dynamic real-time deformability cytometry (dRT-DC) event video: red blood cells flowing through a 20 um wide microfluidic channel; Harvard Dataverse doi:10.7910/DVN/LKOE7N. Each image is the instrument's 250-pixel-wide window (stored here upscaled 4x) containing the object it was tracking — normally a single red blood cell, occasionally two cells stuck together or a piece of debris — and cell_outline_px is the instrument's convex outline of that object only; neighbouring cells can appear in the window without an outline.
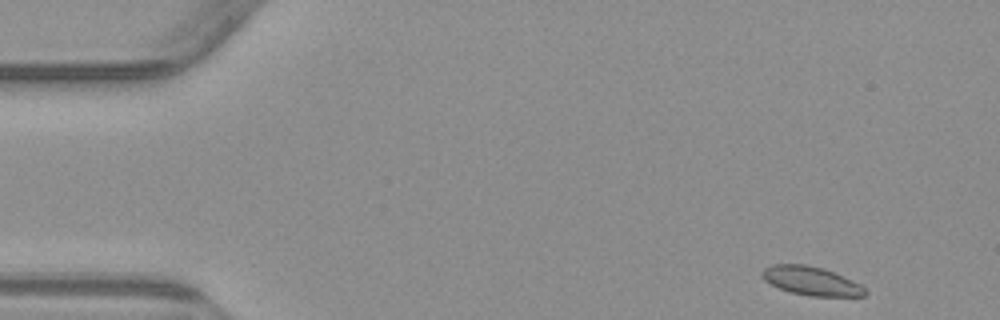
{"species": "common noctule bat (a hibernating species)", "species_latin": "Nyctalus noctula", "temperature_condition": "warm", "stored_images_in_passage": 51, "camera_frame_rate_fps": 3000, "um_per_image_px": 0.085, "animal": {"sex": "male", "body_mass_g": 23.1, "forearm_length_mm": 52.7}, "frame": {"image": 1, "passage_image": 1, "time_ms": 0.0, "image_size_px": [1000, 320], "cell_outline_px": [[868, 292], [864, 296], [808, 296], [792, 292], [780, 288], [764, 280], [760, 272], [764, 268], [772, 264], [804, 264], [824, 268], [860, 284]], "centroid_in_image_um": [68.94, 23.87], "position_along_channel_um": 16.1, "area_um2": 17.11}}
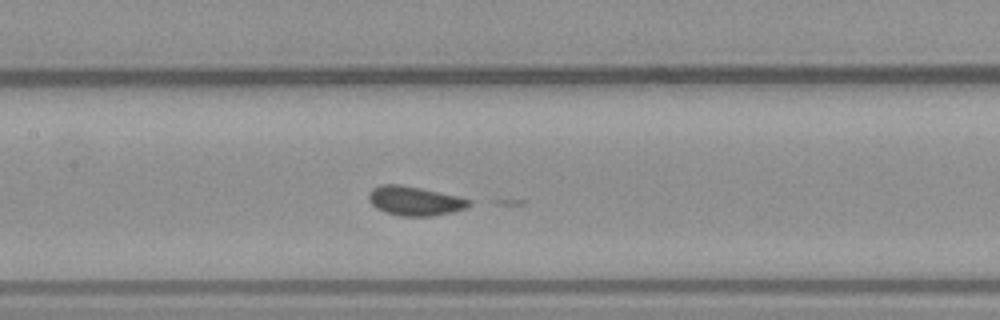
{"frame": {"image": 2, "passage_image": 22, "time_ms": 7.0, "image_size_px": [1000, 320], "cell_outline_px": [[472, 204], [464, 208], [452, 212], [432, 216], [400, 216], [384, 212], [376, 208], [368, 200], [368, 196], [372, 188], [380, 184], [400, 184], [420, 188], [456, 196], [472, 200]], "centroid_in_image_um": [35.21, 17.08], "position_along_channel_um": 172.2, "area_um2": 17.05}}
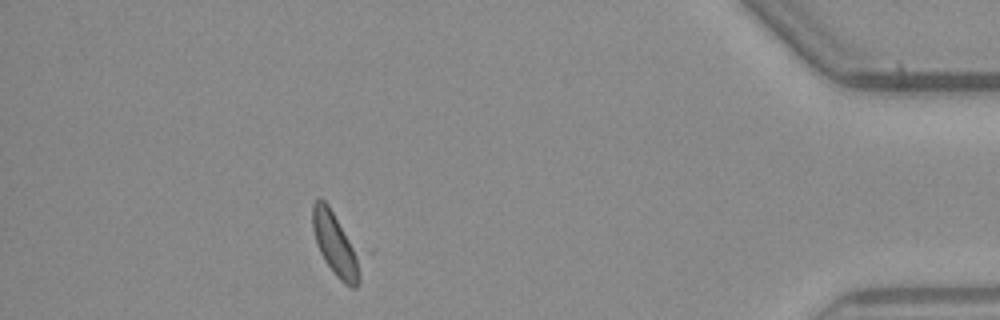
{"frame": {"image": 3, "passage_image": 45, "time_ms": 14.667, "image_size_px": [1000, 320], "cell_outline_px": [[364, 252], [360, 280], [356, 288], [352, 288], [344, 284], [332, 272], [324, 260], [316, 244], [312, 228], [312, 204], [320, 196], [328, 204]], "centroid_in_image_um": [28.61, 20.78], "position_along_channel_um": 406.6, "area_um2": 19.19}}